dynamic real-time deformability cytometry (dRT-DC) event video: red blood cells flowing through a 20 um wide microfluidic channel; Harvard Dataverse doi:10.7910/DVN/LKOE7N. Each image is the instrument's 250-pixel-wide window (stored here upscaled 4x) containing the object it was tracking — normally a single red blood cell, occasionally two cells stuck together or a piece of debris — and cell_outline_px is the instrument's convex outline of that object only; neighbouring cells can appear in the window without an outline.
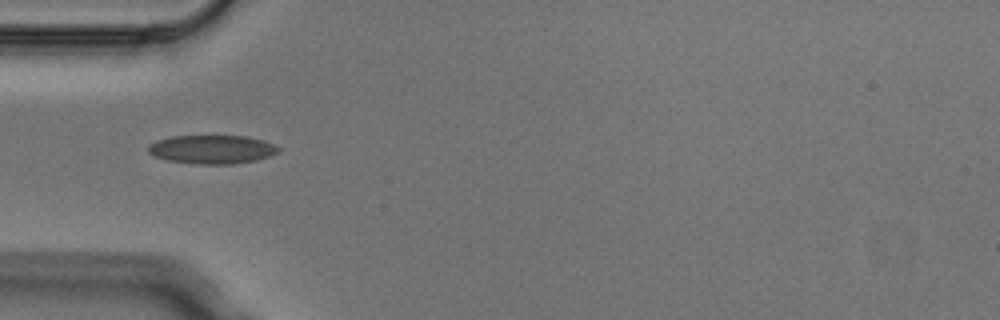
{"species": "Egyptian fruit bat (a non-hibernating species)", "species_latin": "Rousettus aegyptiacus", "temperature_condition": "cold", "stored_images_in_passage": 4, "camera_frame_rate_fps": 3000, "um_per_image_px": 0.085, "animal": {"sex": "male"}, "frame": {"image": 1, "passage_image": 3, "time_ms": 0.667, "image_size_px": [1000, 320], "cell_outline_px": [[280, 152], [256, 160], [232, 164], [196, 164], [168, 160], [156, 156], [148, 152], [148, 144], [156, 140], [172, 136], [244, 136], [264, 140], [280, 148]], "centroid_in_image_um": [18.01, 12.69], "position_along_channel_um": 67.0, "area_um2": 21.68}}
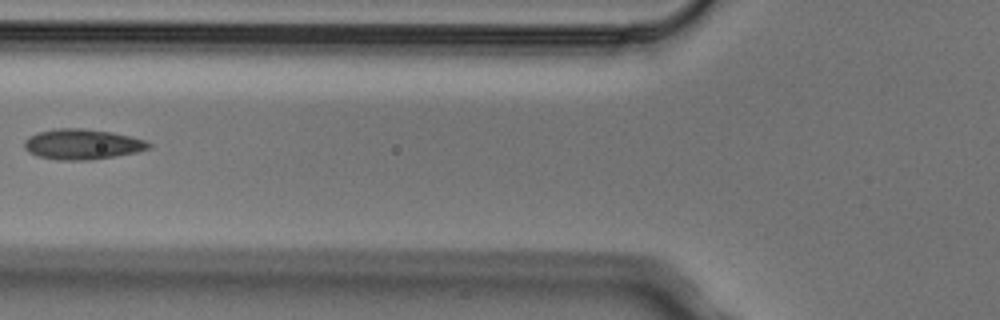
{"frame": {"image": 2, "passage_image": 4, "time_ms": 1.0, "image_size_px": [1000, 320], "cell_outline_px": [[152, 148], [136, 152], [116, 156], [88, 160], [56, 160], [36, 156], [28, 152], [24, 148], [24, 140], [28, 136], [36, 132], [56, 128], [84, 128], [112, 132], [144, 140], [152, 144]], "centroid_in_image_um": [6.95, 12.26], "position_along_channel_um": 118.9, "area_um2": 22.25}}